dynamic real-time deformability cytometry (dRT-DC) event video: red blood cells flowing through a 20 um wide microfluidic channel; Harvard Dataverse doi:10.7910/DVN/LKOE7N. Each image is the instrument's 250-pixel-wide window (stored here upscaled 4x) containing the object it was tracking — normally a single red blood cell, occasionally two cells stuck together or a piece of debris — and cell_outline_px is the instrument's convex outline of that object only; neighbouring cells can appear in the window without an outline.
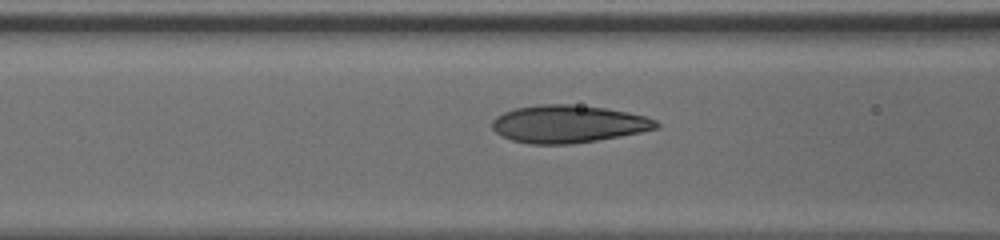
{"species": "human", "species_latin": "Homo sapiens", "temperature_condition": "cold", "stored_images_in_passage": 15, "camera_frame_rate_fps": 3000, "um_per_image_px": 0.085, "donor": {"sex": "male"}, "frame": {"image": 1, "passage_image": 6, "time_ms": 1.667, "image_size_px": [1000, 240], "cell_outline_px": [[660, 128], [640, 132], [596, 140], [572, 144], [528, 144], [512, 140], [500, 136], [492, 128], [492, 120], [496, 116], [504, 112], [516, 108], [540, 104], [568, 104], [604, 108], [628, 112], [644, 116], [656, 120], [660, 124]], "centroid_in_image_um": [48.28, 10.54], "position_along_channel_um": 118.3, "area_um2": 35.89}}
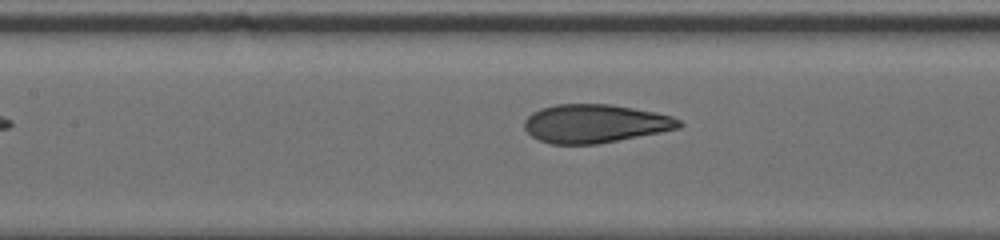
{"frame": {"image": 2, "passage_image": 9, "time_ms": 2.667, "image_size_px": [1000, 240], "cell_outline_px": [[684, 124], [680, 128], [660, 132], [596, 144], [552, 144], [540, 140], [532, 136], [524, 128], [524, 120], [532, 112], [540, 108], [556, 104], [612, 104], [656, 112], [672, 116], [680, 120]], "centroid_in_image_um": [50.58, 10.49], "position_along_channel_um": 156.8, "area_um2": 34.68}}
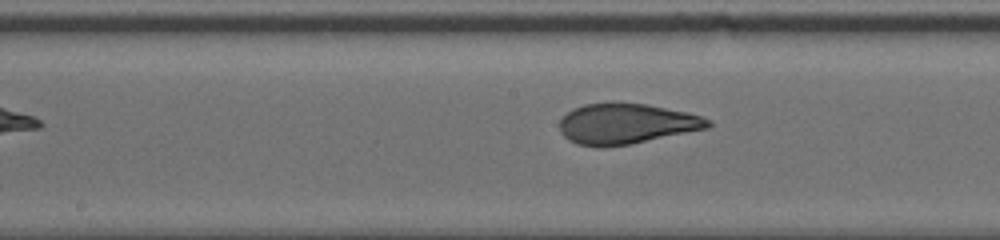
{"frame": {"image": 3, "passage_image": 12, "time_ms": 3.667, "image_size_px": [1000, 240], "cell_outline_px": [[712, 124], [708, 128], [632, 144], [604, 148], [596, 148], [576, 144], [568, 140], [560, 132], [560, 120], [572, 108], [584, 104], [648, 104], [688, 112], [712, 120]], "centroid_in_image_um": [53.23, 10.55], "position_along_channel_um": 195.0, "area_um2": 35.08}}